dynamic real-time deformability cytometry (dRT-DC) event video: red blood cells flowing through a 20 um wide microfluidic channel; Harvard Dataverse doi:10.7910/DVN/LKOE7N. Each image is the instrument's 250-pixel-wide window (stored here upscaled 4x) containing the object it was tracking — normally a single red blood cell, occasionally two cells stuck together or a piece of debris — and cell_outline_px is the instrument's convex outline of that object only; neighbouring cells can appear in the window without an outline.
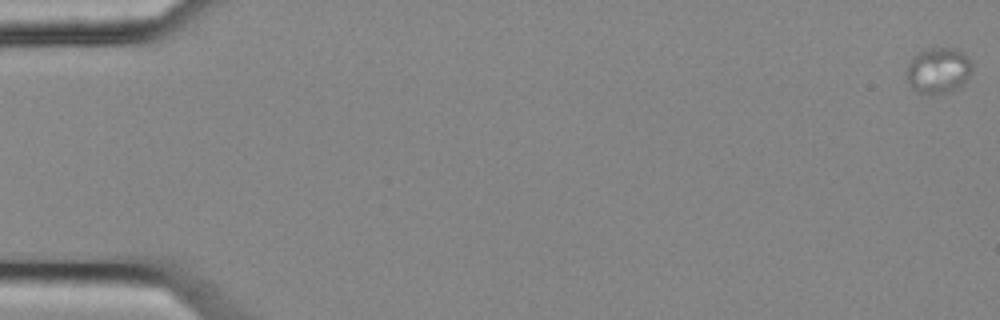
{"species": "common noctule bat (a hibernating species)", "species_latin": "Nyctalus noctula", "temperature_condition": "cold", "stored_images_in_passage": 15, "camera_frame_rate_fps": 3000, "um_per_image_px": 0.085, "animal": {"sex": "female", "body_mass_g": 25.1}, "frame": {"image": 1, "passage_image": 1, "time_ms": 0.0, "image_size_px": [1000, 320], "cell_outline_px": [[972, 72], [960, 88], [948, 92], [932, 96], [920, 92], [912, 88], [908, 84], [908, 64], [912, 56], [928, 48], [956, 48], [964, 52], [968, 56], [972, 64]], "centroid_in_image_um": [79.79, 6.0], "position_along_channel_um": 5.2, "area_um2": 17.8}}